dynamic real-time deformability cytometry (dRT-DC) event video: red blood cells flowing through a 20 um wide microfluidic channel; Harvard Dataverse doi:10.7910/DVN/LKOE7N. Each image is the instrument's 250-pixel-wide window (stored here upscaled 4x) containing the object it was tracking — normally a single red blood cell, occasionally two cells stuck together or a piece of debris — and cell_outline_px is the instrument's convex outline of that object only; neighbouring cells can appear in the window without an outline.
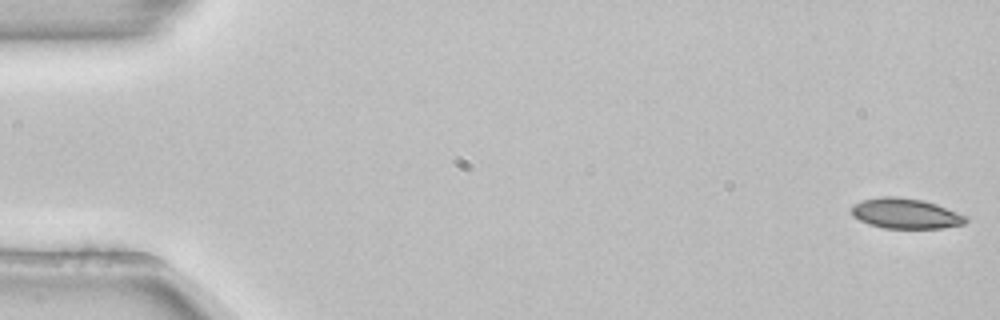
{"species": "common noctule bat (a hibernating species)", "species_latin": "Nyctalus noctula", "temperature_condition": "room temperature", "stored_images_in_passage": 53, "camera_frame_rate_fps": 3000, "um_per_image_px": 0.085, "animal": {"sex": "female", "body_mass_g": 22.7, "forearm_length_mm": 54.2}, "frame": {"image": 1, "passage_image": 1, "time_ms": 0.0, "image_size_px": [1000, 320], "cell_outline_px": [[968, 220], [964, 224], [940, 228], [884, 228], [868, 224], [852, 216], [852, 204], [864, 200], [880, 196], [896, 196], [924, 200], [936, 204], [968, 216]], "centroid_in_image_um": [76.98, 18.14], "position_along_channel_um": 8.0, "area_um2": 20.23}}
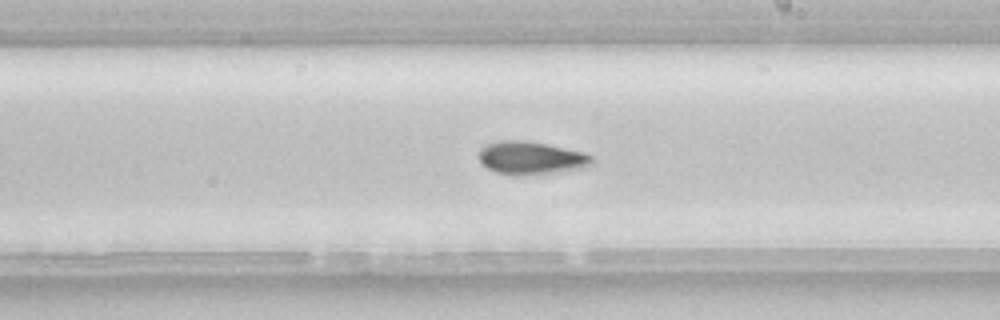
{"frame": {"image": 2, "passage_image": 31, "time_ms": 10.0, "image_size_px": [1000, 320], "cell_outline_px": [[592, 164], [588, 168], [556, 172], [512, 176], [496, 172], [480, 164], [480, 148], [488, 144], [500, 140], [524, 140], [584, 152], [592, 156]], "centroid_in_image_um": [45.14, 13.44], "position_along_channel_um": 243.9, "area_um2": 21.73}}
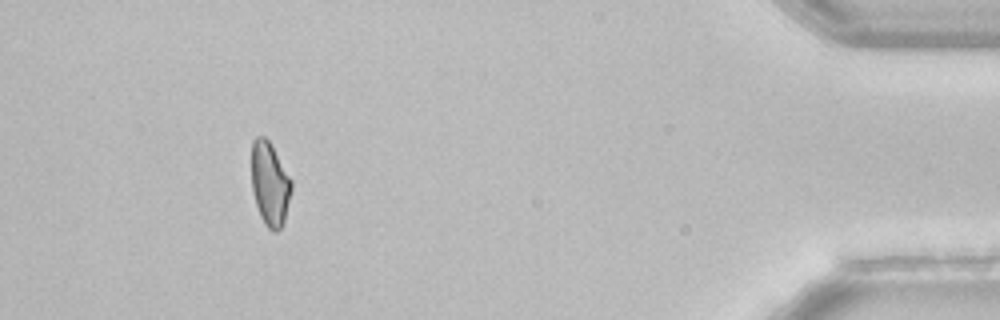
{"frame": {"image": 3, "passage_image": 49, "time_ms": 16.0, "image_size_px": [1000, 320], "cell_outline_px": [[292, 188], [284, 220], [280, 228], [276, 232], [272, 232], [264, 224], [260, 216], [252, 192], [252, 140], [256, 136], [264, 136], [268, 140], [292, 180]], "centroid_in_image_um": [22.93, 15.64], "position_along_channel_um": 412.3, "area_um2": 19.36}, "authors_computed_cell_mechanics": {"area_um2": 21.0392, "velocity_mm_per_s": 3.8645, "shape_relaxation_time_tau1_ms": 5.1397, "shape_relaxation_time_tau2_ms": null, "deformation_change_tau1": 0.1122, "deformation_change_tau2": null}}